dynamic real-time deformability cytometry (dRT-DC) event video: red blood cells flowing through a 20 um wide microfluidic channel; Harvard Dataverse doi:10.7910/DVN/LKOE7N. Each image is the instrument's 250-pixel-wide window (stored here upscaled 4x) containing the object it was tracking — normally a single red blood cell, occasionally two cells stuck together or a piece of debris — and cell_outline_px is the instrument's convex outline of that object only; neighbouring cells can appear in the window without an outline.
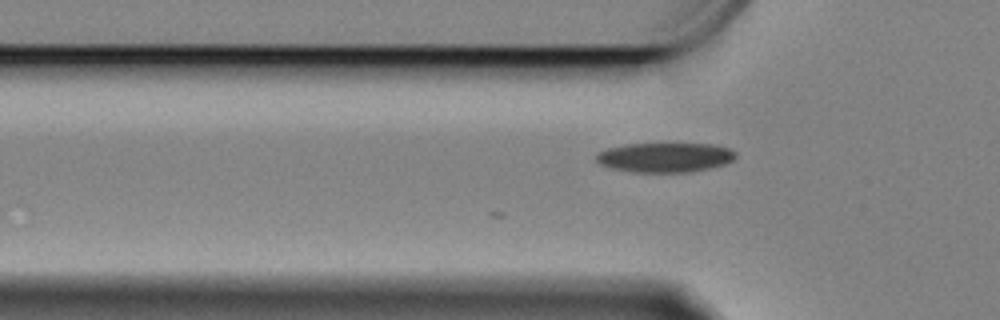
{"species": "Egyptian fruit bat (a non-hibernating species)", "species_latin": "Rousettus aegyptiacus", "temperature_condition": "cold", "stored_images_in_passage": 6, "camera_frame_rate_fps": 3000, "um_per_image_px": 0.085, "animal": {"sex": "female"}, "frame": {"image": 1, "passage_image": 6, "time_ms": 1.667, "image_size_px": [1000, 320], "cell_outline_px": [[736, 156], [732, 160], [724, 164], [692, 172], [632, 172], [612, 168], [600, 164], [596, 160], [596, 152], [608, 148], [624, 144], [716, 144], [732, 148], [736, 152]], "centroid_in_image_um": [56.53, 13.37], "position_along_channel_um": 69.3, "area_um2": 24.16}}